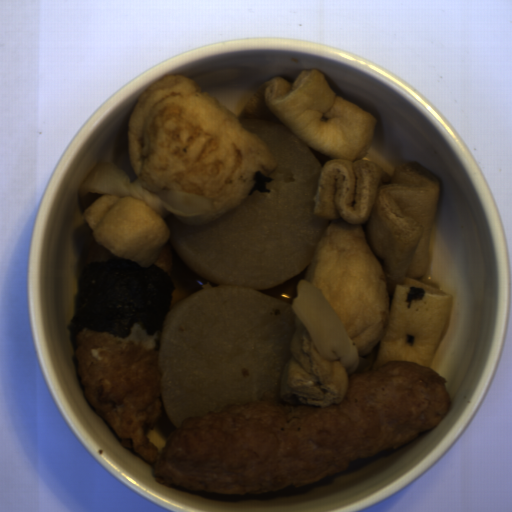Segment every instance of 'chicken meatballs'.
Instances as JSON below:
<instances>
[{"label": "chicken meatballs", "mask_w": 512, "mask_h": 512, "mask_svg": "<svg viewBox=\"0 0 512 512\" xmlns=\"http://www.w3.org/2000/svg\"><path fill=\"white\" fill-rule=\"evenodd\" d=\"M163 333L140 324L128 337L81 330L76 368L94 413L135 454L153 463L158 483L217 495L259 496L343 473L353 461L397 451L450 411L445 377L392 361L348 376L340 403L291 405L274 391L246 404L189 416L162 448L147 433L164 412L159 369Z\"/></svg>", "instance_id": "1"}, {"label": "chicken meatballs", "mask_w": 512, "mask_h": 512, "mask_svg": "<svg viewBox=\"0 0 512 512\" xmlns=\"http://www.w3.org/2000/svg\"><path fill=\"white\" fill-rule=\"evenodd\" d=\"M115 257L117 256L110 250L104 248L102 244L97 243L93 236V231L87 223L82 254L84 266L91 262L109 261Z\"/></svg>", "instance_id": "2"}, {"label": "chicken meatballs", "mask_w": 512, "mask_h": 512, "mask_svg": "<svg viewBox=\"0 0 512 512\" xmlns=\"http://www.w3.org/2000/svg\"><path fill=\"white\" fill-rule=\"evenodd\" d=\"M151 266H157L161 268L172 281L174 261L168 241L166 242L159 256Z\"/></svg>", "instance_id": "3"}]
</instances>
